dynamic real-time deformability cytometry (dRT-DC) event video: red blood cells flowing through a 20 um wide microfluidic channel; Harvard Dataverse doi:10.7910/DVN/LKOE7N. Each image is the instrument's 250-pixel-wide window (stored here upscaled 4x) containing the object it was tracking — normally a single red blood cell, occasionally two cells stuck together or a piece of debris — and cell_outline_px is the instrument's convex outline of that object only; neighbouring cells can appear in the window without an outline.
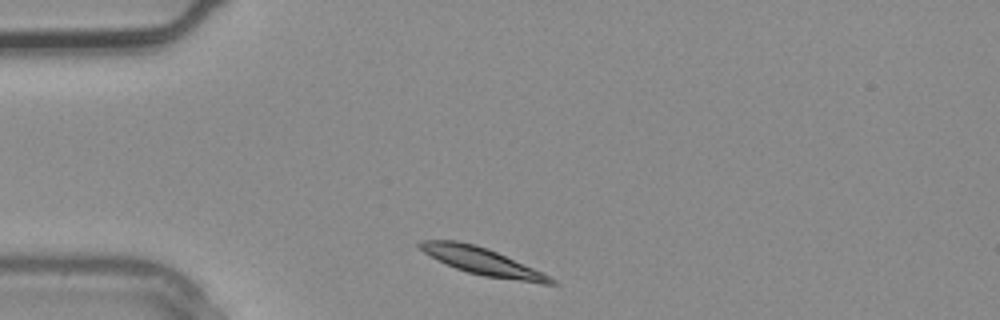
{"species": "common noctule bat (a hibernating species)", "species_latin": "Nyctalus noctula", "temperature_condition": "warm", "stored_images_in_passage": 2, "camera_frame_rate_fps": 3000, "um_per_image_px": 0.085, "animal": {"sex": "male", "body_mass_g": 20.4}, "frame": {"image": 1, "passage_image": 2, "time_ms": 0.333, "image_size_px": [1000, 320], "cell_outline_px": [[560, 284], [544, 284], [484, 276], [468, 272], [456, 268], [424, 252], [416, 244], [420, 240], [456, 240], [476, 244], [488, 248], [532, 268], [556, 280]], "centroid_in_image_um": [40.98, 22.2], "position_along_channel_um": 44.0, "area_um2": 20.35}}